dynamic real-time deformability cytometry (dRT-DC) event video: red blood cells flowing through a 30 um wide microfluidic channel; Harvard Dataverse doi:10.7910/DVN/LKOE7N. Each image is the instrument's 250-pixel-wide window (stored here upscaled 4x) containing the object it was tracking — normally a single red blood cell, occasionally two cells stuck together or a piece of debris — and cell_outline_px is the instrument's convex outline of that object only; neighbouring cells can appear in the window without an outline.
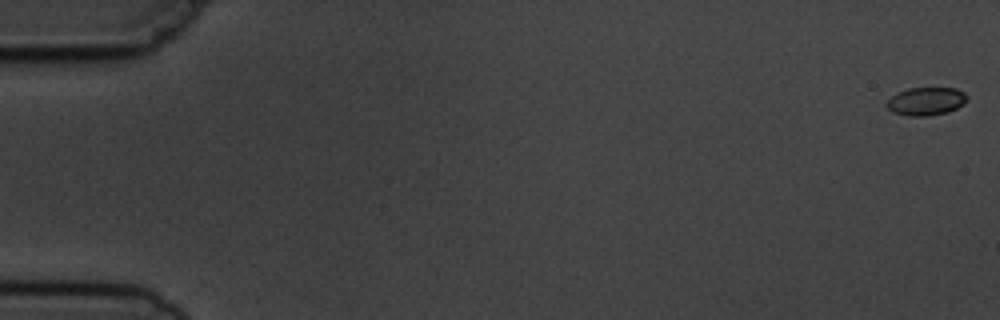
{"species": "common noctule bat (a hibernating species)", "species_latin": "Nyctalus noctula", "temperature_condition": "cold", "stored_images_in_passage": 5, "camera_frame_rate_fps": 3000, "um_per_image_px": 0.085, "animal": {"sex": "male", "body_mass_g": 19.5, "forearm_length_mm": 54.6}, "frame": {"image": 1, "passage_image": 1, "time_ms": 0.0, "image_size_px": [1000, 320], "cell_outline_px": [[968, 96], [964, 104], [948, 112], [928, 116], [908, 116], [892, 112], [884, 104], [892, 96], [908, 88], [956, 88], [964, 92]], "centroid_in_image_um": [78.72, 8.61], "position_along_channel_um": 6.3, "area_um2": 13.18}}
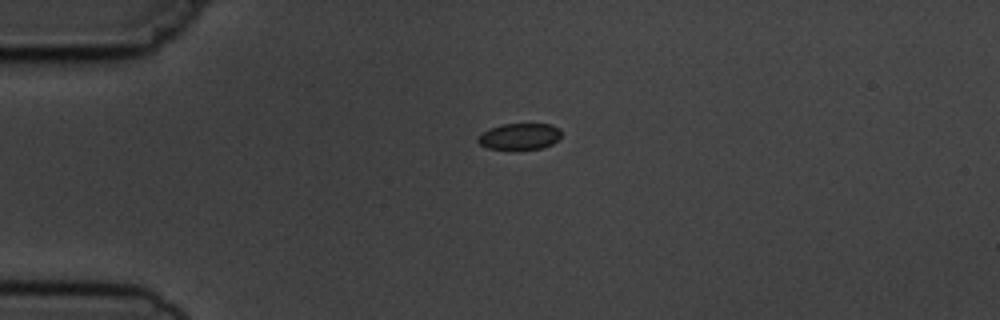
{"frame": {"image": 2, "passage_image": 4, "time_ms": 4.333, "image_size_px": [1000, 320], "cell_outline_px": [[560, 136], [552, 144], [544, 148], [488, 148], [480, 144], [476, 140], [476, 136], [488, 128], [500, 124], [552, 124], [560, 128]], "centroid_in_image_um": [44.13, 11.57], "position_along_channel_um": 40.9, "area_um2": 12.72}}